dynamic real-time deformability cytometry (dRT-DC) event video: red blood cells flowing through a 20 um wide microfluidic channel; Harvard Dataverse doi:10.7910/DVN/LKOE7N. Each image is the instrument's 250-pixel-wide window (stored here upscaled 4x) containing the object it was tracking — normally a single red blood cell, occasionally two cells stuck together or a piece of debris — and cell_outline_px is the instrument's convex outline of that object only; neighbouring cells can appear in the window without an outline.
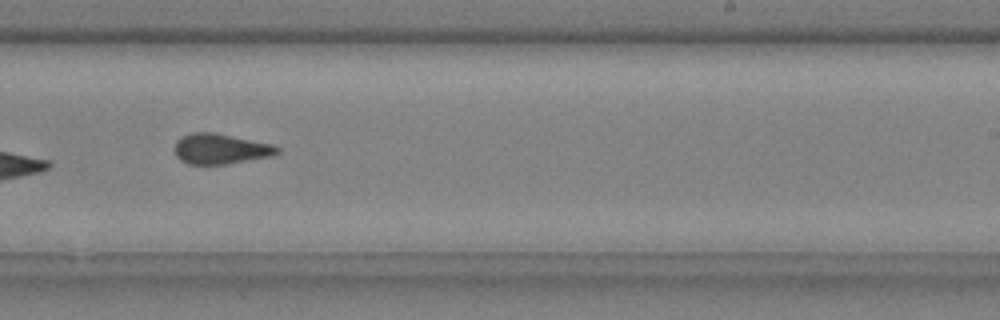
{"species": "common noctule bat (a hibernating species)", "species_latin": "Nyctalus noctula", "temperature_condition": "cold", "stored_images_in_passage": 11, "camera_frame_rate_fps": 3000, "um_per_image_px": 0.085, "animal": {"sex": "male", "body_mass_g": 20.4}, "frame": {"image": 1, "passage_image": 10, "time_ms": 3.0, "image_size_px": [1000, 320], "cell_outline_px": [[280, 152], [276, 156], [224, 164], [188, 164], [180, 160], [176, 156], [176, 140], [180, 136], [192, 132], [216, 132], [272, 144], [280, 148]], "centroid_in_image_um": [18.78, 12.64], "position_along_channel_um": 270.2, "area_um2": 18.38}}